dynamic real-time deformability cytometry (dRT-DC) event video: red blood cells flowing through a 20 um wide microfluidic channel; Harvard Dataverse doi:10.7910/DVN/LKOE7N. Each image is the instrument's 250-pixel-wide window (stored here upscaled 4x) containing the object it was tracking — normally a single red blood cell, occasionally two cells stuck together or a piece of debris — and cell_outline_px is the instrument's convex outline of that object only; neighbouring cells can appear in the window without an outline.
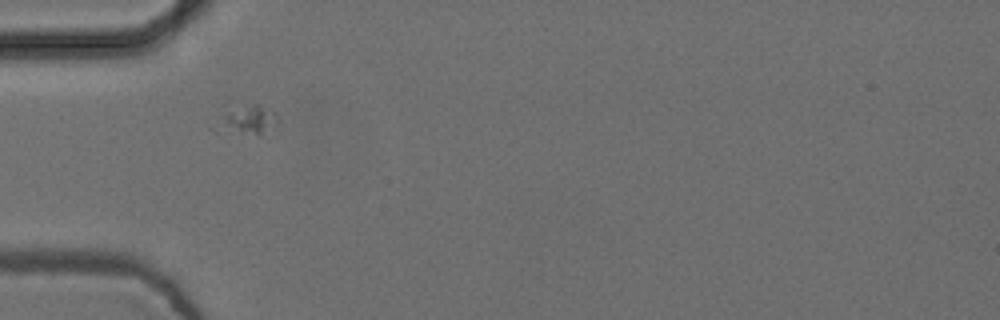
{"species": "common noctule bat (a hibernating species)", "species_latin": "Nyctalus noctula", "temperature_condition": "cold", "stored_images_in_passage": 18, "camera_frame_rate_fps": 3000, "um_per_image_px": 0.085, "animal": {"sex": "female", "body_mass_g": 24.6, "forearm_length_mm": 56.2}, "frame": {"image": 1, "passage_image": 3, "time_ms": 0.667, "image_size_px": [1000, 320], "cell_outline_px": [[280, 120], [276, 124], [260, 136], [216, 132], [208, 128], [204, 124], [228, 112], [252, 104], [260, 104], [276, 112]], "centroid_in_image_um": [20.87, 10.28], "position_along_channel_um": 64.1, "area_um2": 11.27}}
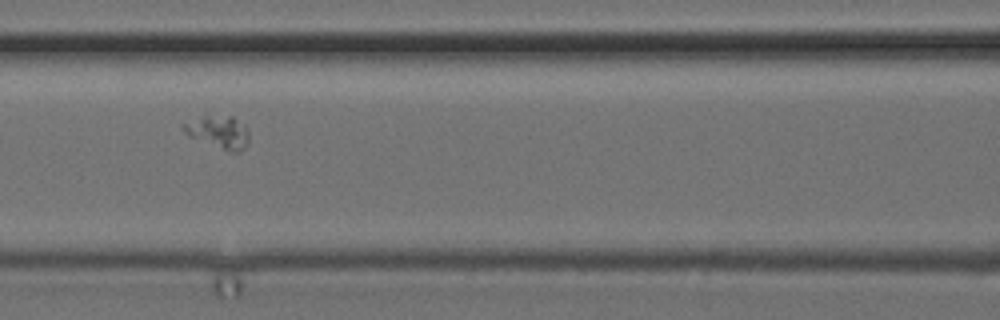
{"frame": {"image": 2, "passage_image": 10, "time_ms": 3.0, "image_size_px": [1000, 320], "cell_outline_px": [[248, 140], [244, 148], [240, 152], [232, 152], [188, 136], [180, 128], [180, 124], [204, 116], [232, 116], [244, 124], [248, 128]], "centroid_in_image_um": [18.56, 11.21], "position_along_channel_um": 148.0, "area_um2": 12.37}}
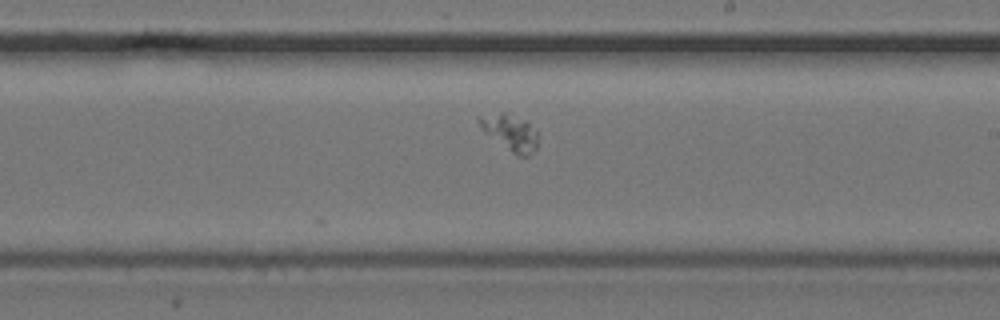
{"frame": {"image": 3, "passage_image": 18, "time_ms": 5.667, "image_size_px": [1000, 320], "cell_outline_px": [[536, 148], [528, 156], [516, 156], [484, 132], [476, 120], [476, 116], [500, 112], [504, 112], [528, 120], [536, 132]], "centroid_in_image_um": [43.33, 11.24], "position_along_channel_um": 245.7, "area_um2": 12.48}}